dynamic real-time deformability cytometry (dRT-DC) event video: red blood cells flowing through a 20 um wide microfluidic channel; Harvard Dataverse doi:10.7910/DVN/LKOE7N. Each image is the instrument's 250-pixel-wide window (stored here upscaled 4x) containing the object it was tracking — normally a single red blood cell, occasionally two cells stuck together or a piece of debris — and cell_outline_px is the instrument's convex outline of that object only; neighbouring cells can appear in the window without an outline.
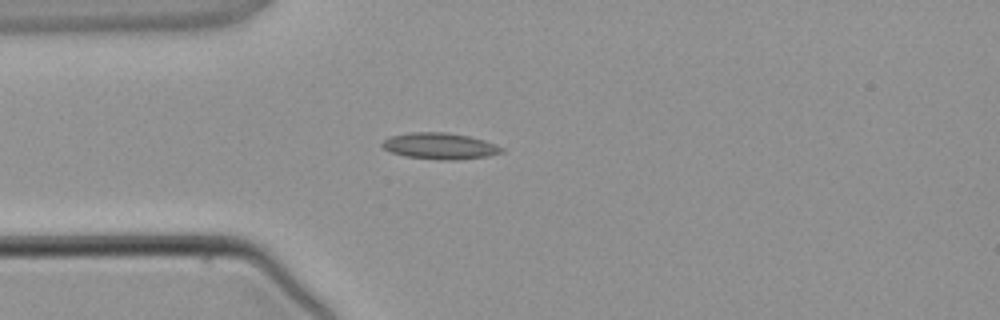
{"species": "common noctule bat (a hibernating species)", "species_latin": "Nyctalus noctula", "temperature_condition": "warm", "stored_images_in_passage": 3, "camera_frame_rate_fps": 3000, "um_per_image_px": 0.085, "animal": {"sex": "male", "body_mass_g": 21.5, "forearm_length_mm": 52.0}, "frame": {"image": 1, "passage_image": 3, "time_ms": 3.667, "image_size_px": [1000, 320], "cell_outline_px": [[504, 152], [488, 156], [456, 160], [440, 160], [404, 156], [392, 152], [384, 148], [380, 144], [384, 140], [392, 136], [408, 132], [448, 132], [468, 136], [484, 140], [496, 144], [504, 148]], "centroid_in_image_um": [37.41, 12.41], "position_along_channel_um": 47.6, "area_um2": 18.38}}